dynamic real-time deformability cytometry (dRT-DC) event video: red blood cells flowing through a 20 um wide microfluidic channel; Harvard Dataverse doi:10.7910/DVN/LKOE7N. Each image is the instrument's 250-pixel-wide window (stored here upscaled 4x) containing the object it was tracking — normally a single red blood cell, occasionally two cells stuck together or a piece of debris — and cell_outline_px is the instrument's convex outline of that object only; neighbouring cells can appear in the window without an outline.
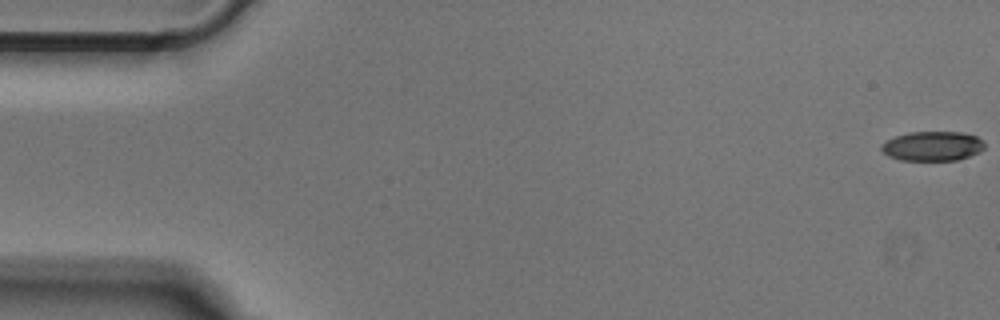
{"species": "Egyptian fruit bat (a non-hibernating species)", "species_latin": "Rousettus aegyptiacus", "temperature_condition": "cold", "stored_images_in_passage": 52, "camera_frame_rate_fps": 3000, "um_per_image_px": 0.085, "animal": {"sex": "male"}, "frame": {"image": 1, "passage_image": 1, "time_ms": 0.0, "image_size_px": [1000, 320], "cell_outline_px": [[984, 148], [980, 152], [956, 160], [900, 160], [888, 156], [880, 148], [880, 144], [896, 136], [912, 132], [964, 132], [976, 136], [984, 140]], "centroid_in_image_um": [79.28, 12.41], "position_along_channel_um": 5.7, "area_um2": 17.74}}
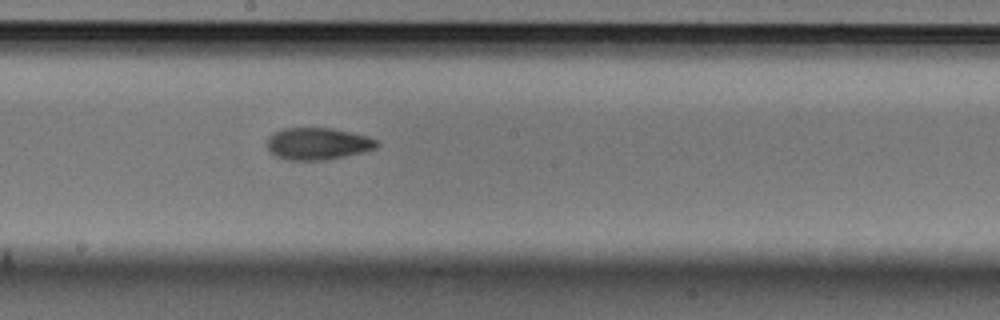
{"frame": {"image": 2, "passage_image": 28, "time_ms": 9.0, "image_size_px": [1000, 320], "cell_outline_px": [[380, 144], [376, 148], [364, 152], [324, 160], [288, 160], [276, 156], [268, 148], [268, 136], [272, 132], [284, 128], [332, 128], [364, 136], [376, 140]], "centroid_in_image_um": [26.98, 12.21], "position_along_channel_um": 221.2, "area_um2": 20.29}}
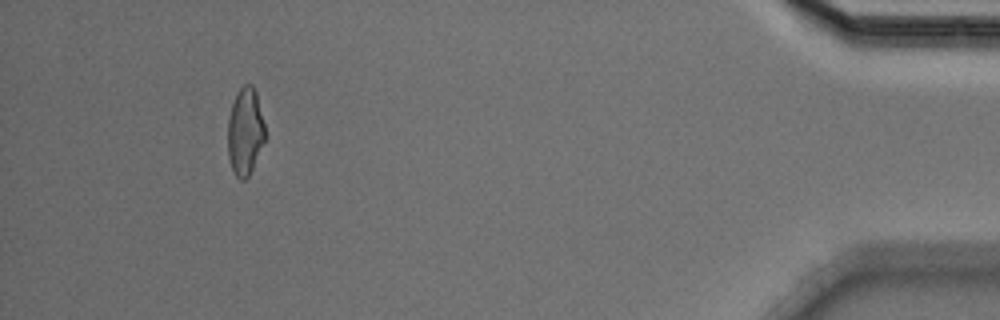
{"frame": {"image": 3, "passage_image": 48, "time_ms": 15.667, "image_size_px": [1000, 320], "cell_outline_px": [[264, 140], [252, 168], [248, 176], [244, 180], [240, 180], [236, 176], [232, 168], [228, 156], [228, 120], [232, 104], [236, 92], [244, 84], [252, 84], [256, 92], [264, 124]], "centroid_in_image_um": [20.82, 11.15], "position_along_channel_um": 414.4, "area_um2": 18.67}}